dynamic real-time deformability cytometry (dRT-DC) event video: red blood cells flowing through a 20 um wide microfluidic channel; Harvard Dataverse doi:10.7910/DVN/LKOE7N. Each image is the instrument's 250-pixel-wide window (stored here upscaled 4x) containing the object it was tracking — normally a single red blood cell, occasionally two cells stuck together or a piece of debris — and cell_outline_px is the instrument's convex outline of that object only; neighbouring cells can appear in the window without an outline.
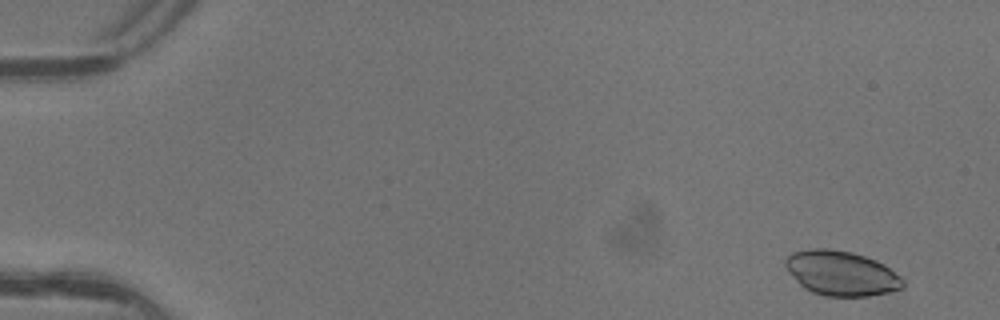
{"species": "common noctule bat (a hibernating species)", "species_latin": "Nyctalus noctula", "temperature_condition": "warm", "stored_images_in_passage": 5, "camera_frame_rate_fps": 3000, "um_per_image_px": 0.085, "animal": {"sex": "female"}, "frame": {"image": 1, "passage_image": 1, "time_ms": 0.0, "image_size_px": [1000, 320], "cell_outline_px": [[904, 288], [888, 292], [868, 296], [824, 296], [812, 292], [804, 288], [788, 272], [784, 264], [784, 260], [792, 252], [808, 248], [828, 248], [852, 252], [876, 260], [884, 264], [900, 276], [904, 280]], "centroid_in_image_um": [71.5, 23.22], "position_along_channel_um": 13.5, "area_um2": 30.81}}